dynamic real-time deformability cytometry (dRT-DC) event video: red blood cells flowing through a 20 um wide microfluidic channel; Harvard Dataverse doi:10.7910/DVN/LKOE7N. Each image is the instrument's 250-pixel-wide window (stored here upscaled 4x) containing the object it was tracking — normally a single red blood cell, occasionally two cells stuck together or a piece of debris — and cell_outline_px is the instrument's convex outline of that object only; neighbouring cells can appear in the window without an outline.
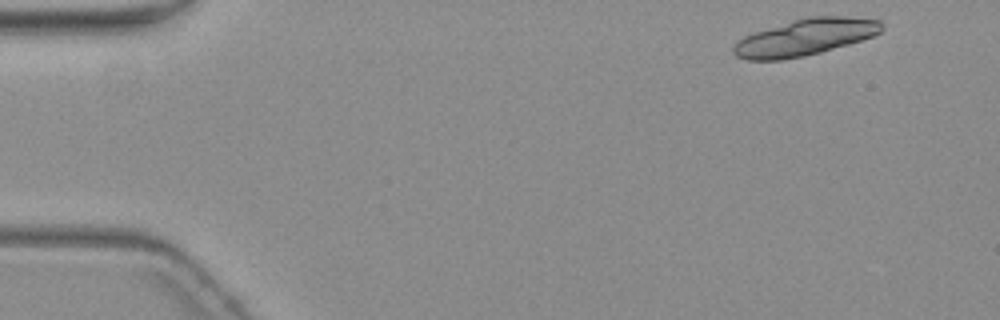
{"species": "common noctule bat (a hibernating species)", "species_latin": "Nyctalus noctula", "temperature_condition": "warm", "stored_images_in_passage": 3, "camera_frame_rate_fps": 3000, "um_per_image_px": 0.085, "animal": {"sex": "female", "body_mass_g": 19.3, "forearm_length_mm": 54.1}, "frame": {"image": 1, "passage_image": 1, "time_ms": 0.0, "image_size_px": [1000, 320], "cell_outline_px": [[884, 28], [880, 32], [872, 36], [848, 44], [820, 52], [804, 56], [780, 60], [748, 60], [736, 56], [732, 52], [732, 48], [736, 40], [752, 32], [792, 20], [808, 16], [844, 16], [880, 20], [884, 24]], "centroid_in_image_um": [68.39, 3.16], "position_along_channel_um": 16.6, "area_um2": 31.73}}